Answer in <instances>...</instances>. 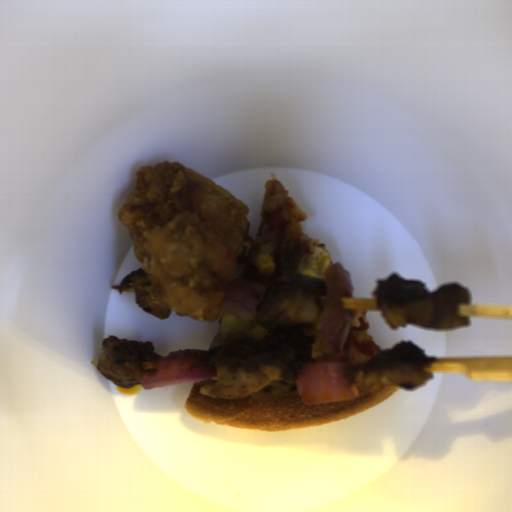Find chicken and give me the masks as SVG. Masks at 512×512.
Listing matches in <instances>:
<instances>
[{"label": "chicken", "instance_id": "1", "mask_svg": "<svg viewBox=\"0 0 512 512\" xmlns=\"http://www.w3.org/2000/svg\"><path fill=\"white\" fill-rule=\"evenodd\" d=\"M118 215L136 260L149 276L153 303L199 321H215L251 244L250 207L180 162L141 167Z\"/></svg>", "mask_w": 512, "mask_h": 512}]
</instances>
